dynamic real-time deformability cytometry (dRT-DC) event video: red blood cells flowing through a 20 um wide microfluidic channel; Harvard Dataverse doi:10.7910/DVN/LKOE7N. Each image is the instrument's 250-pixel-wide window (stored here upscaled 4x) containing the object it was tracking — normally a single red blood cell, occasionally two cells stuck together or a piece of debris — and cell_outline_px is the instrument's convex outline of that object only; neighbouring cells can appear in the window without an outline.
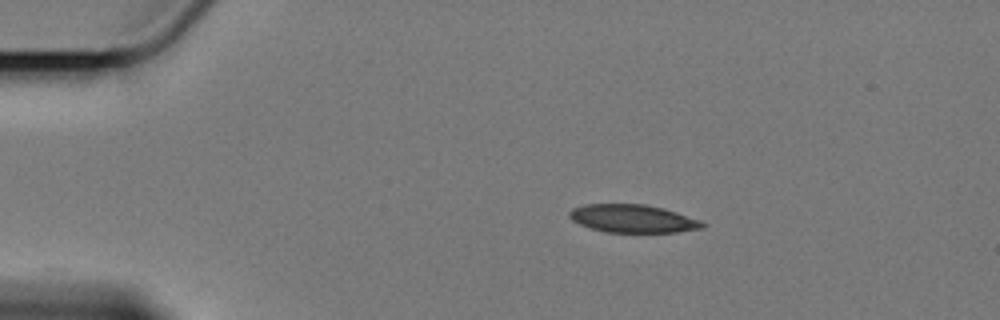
{"species": "Egyptian fruit bat (a non-hibernating species)", "species_latin": "Rousettus aegyptiacus", "temperature_condition": "cold", "stored_images_in_passage": 49, "camera_frame_rate_fps": 3000, "um_per_image_px": 0.085, "animal": {"sex": "female"}, "frame": {"image": 1, "passage_image": 1, "time_ms": 0.0, "image_size_px": [1000, 320], "cell_outline_px": [[708, 224], [704, 228], [676, 232], [604, 232], [580, 224], [572, 220], [568, 216], [568, 212], [572, 208], [584, 204], [644, 204], [664, 208], [700, 220]], "centroid_in_image_um": [53.79, 18.58], "position_along_channel_um": 31.2, "area_um2": 21.79}}
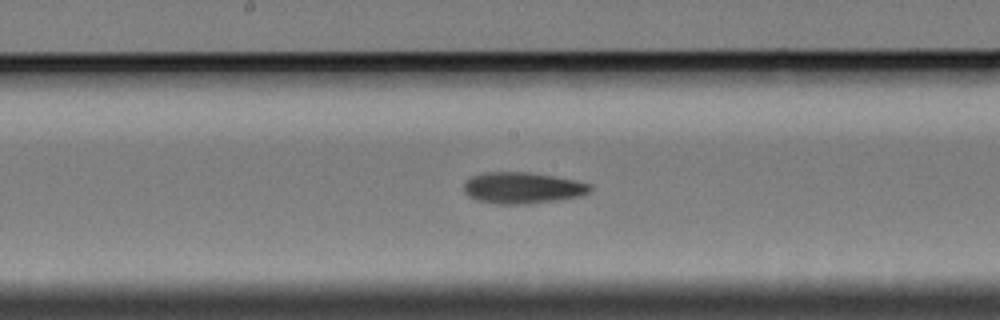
{"frame": {"image": 2, "passage_image": 21, "time_ms": 6.667, "image_size_px": [1000, 320], "cell_outline_px": [[592, 188], [588, 192], [580, 196], [556, 200], [528, 204], [496, 204], [480, 200], [468, 196], [464, 192], [464, 180], [472, 176], [484, 172], [528, 172], [576, 180], [592, 184]], "centroid_in_image_um": [44.39, 15.96], "position_along_channel_um": 203.8, "area_um2": 23.06}}
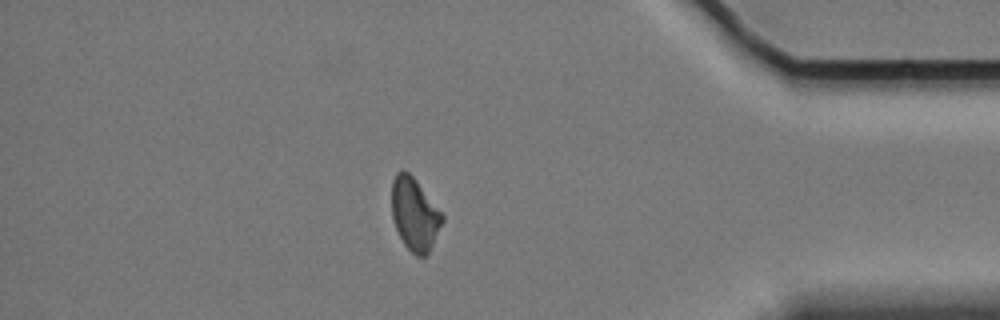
{"frame": {"image": 3, "passage_image": 41, "time_ms": 13.333, "image_size_px": [1000, 320], "cell_outline_px": [[444, 220], [428, 252], [424, 256], [416, 256], [404, 244], [396, 228], [392, 216], [392, 180], [396, 172], [400, 168], [404, 168], [416, 180], [444, 216]], "centroid_in_image_um": [35.22, 18.16], "position_along_channel_um": 400.0, "area_um2": 21.15}, "authors_computed_cell_mechanics": {"area_um2": 22.253, "velocity_mm_per_s": 3.4033, "shape_relaxation_time_tau1_ms": null, "shape_relaxation_time_tau2_ms": 6.5677, "deformation_change_tau1": null, "deformation_change_tau2": 0.1259}}